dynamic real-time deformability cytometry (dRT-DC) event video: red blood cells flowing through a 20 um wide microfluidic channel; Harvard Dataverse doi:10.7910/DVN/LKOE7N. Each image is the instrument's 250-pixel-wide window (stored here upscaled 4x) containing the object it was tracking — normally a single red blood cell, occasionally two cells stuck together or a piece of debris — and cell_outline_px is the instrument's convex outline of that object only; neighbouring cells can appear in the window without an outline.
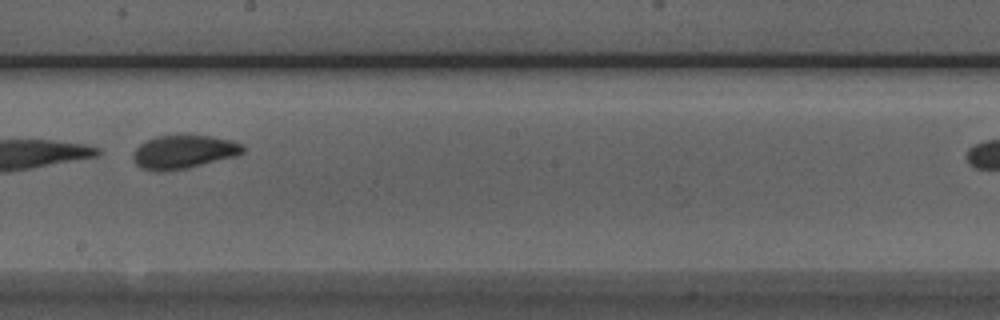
{"species": "Egyptian fruit bat (a non-hibernating species)", "species_latin": "Rousettus aegyptiacus", "temperature_condition": "room temperature", "stored_images_in_passage": 11, "camera_frame_rate_fps": 3000, "um_per_image_px": 0.085, "animal": {"sex": "male"}, "frame": {"image": 1, "passage_image": 7, "time_ms": 2.0, "image_size_px": [1000, 320], "cell_outline_px": [[244, 152], [236, 156], [188, 168], [164, 172], [156, 172], [140, 168], [132, 160], [132, 152], [140, 144], [156, 136], [184, 132], [232, 140], [244, 144]], "centroid_in_image_um": [15.58, 12.88], "position_along_channel_um": 232.6, "area_um2": 22.31}}
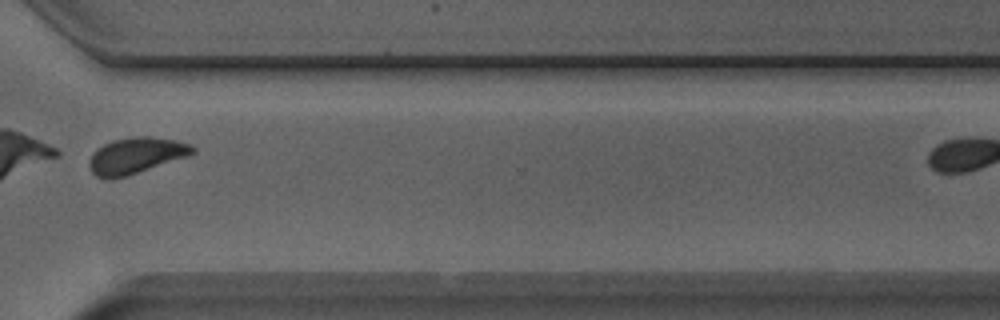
{"frame": {"image": 2, "passage_image": 10, "time_ms": 3.0, "image_size_px": [1000, 320], "cell_outline_px": [[196, 152], [188, 156], [124, 176], [108, 180], [96, 176], [92, 172], [88, 164], [88, 160], [92, 152], [96, 148], [112, 140], [136, 136], [148, 136], [176, 140], [192, 144], [196, 148]], "centroid_in_image_um": [11.53, 13.21], "position_along_channel_um": 359.1, "area_um2": 21.79}}